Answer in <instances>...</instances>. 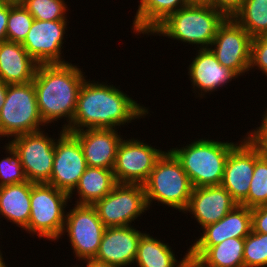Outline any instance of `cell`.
Wrapping results in <instances>:
<instances>
[{"mask_svg":"<svg viewBox=\"0 0 267 267\" xmlns=\"http://www.w3.org/2000/svg\"><path fill=\"white\" fill-rule=\"evenodd\" d=\"M84 80L78 95L75 114L67 132L86 129H117L145 117L148 109L113 85Z\"/></svg>","mask_w":267,"mask_h":267,"instance_id":"1","label":"cell"},{"mask_svg":"<svg viewBox=\"0 0 267 267\" xmlns=\"http://www.w3.org/2000/svg\"><path fill=\"white\" fill-rule=\"evenodd\" d=\"M85 77L78 66L69 62L38 65L33 84L39 114L45 125L65 117L68 124L62 129L70 126Z\"/></svg>","mask_w":267,"mask_h":267,"instance_id":"2","label":"cell"},{"mask_svg":"<svg viewBox=\"0 0 267 267\" xmlns=\"http://www.w3.org/2000/svg\"><path fill=\"white\" fill-rule=\"evenodd\" d=\"M227 16L207 3H190L168 16L151 33L210 48Z\"/></svg>","mask_w":267,"mask_h":267,"instance_id":"3","label":"cell"},{"mask_svg":"<svg viewBox=\"0 0 267 267\" xmlns=\"http://www.w3.org/2000/svg\"><path fill=\"white\" fill-rule=\"evenodd\" d=\"M234 142L199 139L182 148H172L193 188L221 185L226 160Z\"/></svg>","mask_w":267,"mask_h":267,"instance_id":"4","label":"cell"},{"mask_svg":"<svg viewBox=\"0 0 267 267\" xmlns=\"http://www.w3.org/2000/svg\"><path fill=\"white\" fill-rule=\"evenodd\" d=\"M143 186L148 209L152 201H158L184 213L193 189L181 163L170 150L158 159Z\"/></svg>","mask_w":267,"mask_h":267,"instance_id":"5","label":"cell"},{"mask_svg":"<svg viewBox=\"0 0 267 267\" xmlns=\"http://www.w3.org/2000/svg\"><path fill=\"white\" fill-rule=\"evenodd\" d=\"M68 200L70 196L65 191L47 183L34 184L31 188L30 220L24 230L51 241L59 239L63 235L64 209Z\"/></svg>","mask_w":267,"mask_h":267,"instance_id":"6","label":"cell"},{"mask_svg":"<svg viewBox=\"0 0 267 267\" xmlns=\"http://www.w3.org/2000/svg\"><path fill=\"white\" fill-rule=\"evenodd\" d=\"M44 122L39 114L33 81L8 84L6 99L0 110V137H15L40 131Z\"/></svg>","mask_w":267,"mask_h":267,"instance_id":"7","label":"cell"},{"mask_svg":"<svg viewBox=\"0 0 267 267\" xmlns=\"http://www.w3.org/2000/svg\"><path fill=\"white\" fill-rule=\"evenodd\" d=\"M105 227L131 226L148 205L142 184L117 183L113 190L92 205Z\"/></svg>","mask_w":267,"mask_h":267,"instance_id":"8","label":"cell"},{"mask_svg":"<svg viewBox=\"0 0 267 267\" xmlns=\"http://www.w3.org/2000/svg\"><path fill=\"white\" fill-rule=\"evenodd\" d=\"M66 213L64 232L68 233L73 253L78 260L94 259L106 227L92 205L75 204Z\"/></svg>","mask_w":267,"mask_h":267,"instance_id":"9","label":"cell"},{"mask_svg":"<svg viewBox=\"0 0 267 267\" xmlns=\"http://www.w3.org/2000/svg\"><path fill=\"white\" fill-rule=\"evenodd\" d=\"M44 131L15 136L8 143L20 157L26 178L32 183H48L54 161L56 139Z\"/></svg>","mask_w":267,"mask_h":267,"instance_id":"10","label":"cell"},{"mask_svg":"<svg viewBox=\"0 0 267 267\" xmlns=\"http://www.w3.org/2000/svg\"><path fill=\"white\" fill-rule=\"evenodd\" d=\"M252 39L233 17H227L219 26L210 49L221 65L241 76L250 70Z\"/></svg>","mask_w":267,"mask_h":267,"instance_id":"11","label":"cell"},{"mask_svg":"<svg viewBox=\"0 0 267 267\" xmlns=\"http://www.w3.org/2000/svg\"><path fill=\"white\" fill-rule=\"evenodd\" d=\"M165 151L140 140H121L113 167L117 183L144 184Z\"/></svg>","mask_w":267,"mask_h":267,"instance_id":"12","label":"cell"},{"mask_svg":"<svg viewBox=\"0 0 267 267\" xmlns=\"http://www.w3.org/2000/svg\"><path fill=\"white\" fill-rule=\"evenodd\" d=\"M87 167L79 140L71 132L61 130L54 145L53 167L47 184L67 192L71 198Z\"/></svg>","mask_w":267,"mask_h":267,"instance_id":"13","label":"cell"},{"mask_svg":"<svg viewBox=\"0 0 267 267\" xmlns=\"http://www.w3.org/2000/svg\"><path fill=\"white\" fill-rule=\"evenodd\" d=\"M243 139L231 149L221 182L238 204L248 196L255 162L262 156L246 138Z\"/></svg>","mask_w":267,"mask_h":267,"instance_id":"14","label":"cell"},{"mask_svg":"<svg viewBox=\"0 0 267 267\" xmlns=\"http://www.w3.org/2000/svg\"><path fill=\"white\" fill-rule=\"evenodd\" d=\"M66 26L67 20L34 19L22 46L38 64L67 63L61 59Z\"/></svg>","mask_w":267,"mask_h":267,"instance_id":"15","label":"cell"},{"mask_svg":"<svg viewBox=\"0 0 267 267\" xmlns=\"http://www.w3.org/2000/svg\"><path fill=\"white\" fill-rule=\"evenodd\" d=\"M133 226L106 227L94 259L116 267L135 263L141 236Z\"/></svg>","mask_w":267,"mask_h":267,"instance_id":"16","label":"cell"},{"mask_svg":"<svg viewBox=\"0 0 267 267\" xmlns=\"http://www.w3.org/2000/svg\"><path fill=\"white\" fill-rule=\"evenodd\" d=\"M238 203L221 185L193 188L186 212L193 214L201 225L214 224L229 213Z\"/></svg>","mask_w":267,"mask_h":267,"instance_id":"17","label":"cell"},{"mask_svg":"<svg viewBox=\"0 0 267 267\" xmlns=\"http://www.w3.org/2000/svg\"><path fill=\"white\" fill-rule=\"evenodd\" d=\"M71 133L79 140L88 167L113 169L117 148L123 139L116 129H85Z\"/></svg>","mask_w":267,"mask_h":267,"instance_id":"18","label":"cell"},{"mask_svg":"<svg viewBox=\"0 0 267 267\" xmlns=\"http://www.w3.org/2000/svg\"><path fill=\"white\" fill-rule=\"evenodd\" d=\"M252 231L251 209L238 204L218 222L205 226L192 247H212L228 238H245Z\"/></svg>","mask_w":267,"mask_h":267,"instance_id":"19","label":"cell"},{"mask_svg":"<svg viewBox=\"0 0 267 267\" xmlns=\"http://www.w3.org/2000/svg\"><path fill=\"white\" fill-rule=\"evenodd\" d=\"M197 54L189 65L188 73L193 88L196 87L201 91L200 93H203L200 97L205 93L217 91V88L219 89L232 79L239 77L228 67L221 65L210 48H199Z\"/></svg>","mask_w":267,"mask_h":267,"instance_id":"20","label":"cell"},{"mask_svg":"<svg viewBox=\"0 0 267 267\" xmlns=\"http://www.w3.org/2000/svg\"><path fill=\"white\" fill-rule=\"evenodd\" d=\"M38 63L21 43L0 41V80L6 84H25L34 80Z\"/></svg>","mask_w":267,"mask_h":267,"instance_id":"21","label":"cell"},{"mask_svg":"<svg viewBox=\"0 0 267 267\" xmlns=\"http://www.w3.org/2000/svg\"><path fill=\"white\" fill-rule=\"evenodd\" d=\"M34 184L26 181L0 186V215L23 229L30 220L31 188Z\"/></svg>","mask_w":267,"mask_h":267,"instance_id":"22","label":"cell"},{"mask_svg":"<svg viewBox=\"0 0 267 267\" xmlns=\"http://www.w3.org/2000/svg\"><path fill=\"white\" fill-rule=\"evenodd\" d=\"M190 3V0H140L132 26L134 33L149 35L168 16Z\"/></svg>","mask_w":267,"mask_h":267,"instance_id":"23","label":"cell"},{"mask_svg":"<svg viewBox=\"0 0 267 267\" xmlns=\"http://www.w3.org/2000/svg\"><path fill=\"white\" fill-rule=\"evenodd\" d=\"M116 184L113 169L87 167L75 187L79 197L76 204L93 205L111 192Z\"/></svg>","mask_w":267,"mask_h":267,"instance_id":"24","label":"cell"},{"mask_svg":"<svg viewBox=\"0 0 267 267\" xmlns=\"http://www.w3.org/2000/svg\"><path fill=\"white\" fill-rule=\"evenodd\" d=\"M244 242L245 238H228L212 247L190 246L188 250L215 267H244Z\"/></svg>","mask_w":267,"mask_h":267,"instance_id":"25","label":"cell"},{"mask_svg":"<svg viewBox=\"0 0 267 267\" xmlns=\"http://www.w3.org/2000/svg\"><path fill=\"white\" fill-rule=\"evenodd\" d=\"M184 261L185 256L177 262L173 250L163 241L153 238L149 233L141 236L135 259L139 267H184Z\"/></svg>","mask_w":267,"mask_h":267,"instance_id":"26","label":"cell"},{"mask_svg":"<svg viewBox=\"0 0 267 267\" xmlns=\"http://www.w3.org/2000/svg\"><path fill=\"white\" fill-rule=\"evenodd\" d=\"M233 18L252 38L267 34V0H244Z\"/></svg>","mask_w":267,"mask_h":267,"instance_id":"27","label":"cell"},{"mask_svg":"<svg viewBox=\"0 0 267 267\" xmlns=\"http://www.w3.org/2000/svg\"><path fill=\"white\" fill-rule=\"evenodd\" d=\"M240 204L250 209L267 205V157L255 162L248 196Z\"/></svg>","mask_w":267,"mask_h":267,"instance_id":"28","label":"cell"},{"mask_svg":"<svg viewBox=\"0 0 267 267\" xmlns=\"http://www.w3.org/2000/svg\"><path fill=\"white\" fill-rule=\"evenodd\" d=\"M34 21V17L21 4H10L6 40L23 43Z\"/></svg>","mask_w":267,"mask_h":267,"instance_id":"29","label":"cell"},{"mask_svg":"<svg viewBox=\"0 0 267 267\" xmlns=\"http://www.w3.org/2000/svg\"><path fill=\"white\" fill-rule=\"evenodd\" d=\"M21 4L36 20H67L64 0H21Z\"/></svg>","mask_w":267,"mask_h":267,"instance_id":"30","label":"cell"},{"mask_svg":"<svg viewBox=\"0 0 267 267\" xmlns=\"http://www.w3.org/2000/svg\"><path fill=\"white\" fill-rule=\"evenodd\" d=\"M243 261L244 267L267 266V234L251 231L245 237Z\"/></svg>","mask_w":267,"mask_h":267,"instance_id":"31","label":"cell"},{"mask_svg":"<svg viewBox=\"0 0 267 267\" xmlns=\"http://www.w3.org/2000/svg\"><path fill=\"white\" fill-rule=\"evenodd\" d=\"M5 149L9 157H5L0 161V186L28 181L19 155L9 143L6 144Z\"/></svg>","mask_w":267,"mask_h":267,"instance_id":"32","label":"cell"},{"mask_svg":"<svg viewBox=\"0 0 267 267\" xmlns=\"http://www.w3.org/2000/svg\"><path fill=\"white\" fill-rule=\"evenodd\" d=\"M254 66L267 76V34L252 39L250 70Z\"/></svg>","mask_w":267,"mask_h":267,"instance_id":"33","label":"cell"},{"mask_svg":"<svg viewBox=\"0 0 267 267\" xmlns=\"http://www.w3.org/2000/svg\"><path fill=\"white\" fill-rule=\"evenodd\" d=\"M262 118L260 127L247 132L245 138L259 151L262 156L267 157V108Z\"/></svg>","mask_w":267,"mask_h":267,"instance_id":"34","label":"cell"},{"mask_svg":"<svg viewBox=\"0 0 267 267\" xmlns=\"http://www.w3.org/2000/svg\"><path fill=\"white\" fill-rule=\"evenodd\" d=\"M252 231L267 234V205L251 209Z\"/></svg>","mask_w":267,"mask_h":267,"instance_id":"35","label":"cell"},{"mask_svg":"<svg viewBox=\"0 0 267 267\" xmlns=\"http://www.w3.org/2000/svg\"><path fill=\"white\" fill-rule=\"evenodd\" d=\"M243 2L244 0H209L207 4L220 10L227 17H233V15L242 7Z\"/></svg>","mask_w":267,"mask_h":267,"instance_id":"36","label":"cell"},{"mask_svg":"<svg viewBox=\"0 0 267 267\" xmlns=\"http://www.w3.org/2000/svg\"><path fill=\"white\" fill-rule=\"evenodd\" d=\"M9 11L10 3L0 0V41L6 40V29Z\"/></svg>","mask_w":267,"mask_h":267,"instance_id":"37","label":"cell"},{"mask_svg":"<svg viewBox=\"0 0 267 267\" xmlns=\"http://www.w3.org/2000/svg\"><path fill=\"white\" fill-rule=\"evenodd\" d=\"M184 267H215L206 263L200 256L191 253L189 250L185 255Z\"/></svg>","mask_w":267,"mask_h":267,"instance_id":"38","label":"cell"},{"mask_svg":"<svg viewBox=\"0 0 267 267\" xmlns=\"http://www.w3.org/2000/svg\"><path fill=\"white\" fill-rule=\"evenodd\" d=\"M84 261H85V263L87 262L86 267H116V266L110 265L106 262L98 261L96 259H86Z\"/></svg>","mask_w":267,"mask_h":267,"instance_id":"39","label":"cell"},{"mask_svg":"<svg viewBox=\"0 0 267 267\" xmlns=\"http://www.w3.org/2000/svg\"><path fill=\"white\" fill-rule=\"evenodd\" d=\"M8 84L4 83L0 80V110L6 99V92H7Z\"/></svg>","mask_w":267,"mask_h":267,"instance_id":"40","label":"cell"},{"mask_svg":"<svg viewBox=\"0 0 267 267\" xmlns=\"http://www.w3.org/2000/svg\"><path fill=\"white\" fill-rule=\"evenodd\" d=\"M3 257H2V253H1V250H0V267H7L6 265H5V262L3 261Z\"/></svg>","mask_w":267,"mask_h":267,"instance_id":"41","label":"cell"},{"mask_svg":"<svg viewBox=\"0 0 267 267\" xmlns=\"http://www.w3.org/2000/svg\"><path fill=\"white\" fill-rule=\"evenodd\" d=\"M191 3H208L209 0H190Z\"/></svg>","mask_w":267,"mask_h":267,"instance_id":"42","label":"cell"},{"mask_svg":"<svg viewBox=\"0 0 267 267\" xmlns=\"http://www.w3.org/2000/svg\"><path fill=\"white\" fill-rule=\"evenodd\" d=\"M3 1H6L7 3H10V4L21 3V0H3Z\"/></svg>","mask_w":267,"mask_h":267,"instance_id":"43","label":"cell"}]
</instances>
